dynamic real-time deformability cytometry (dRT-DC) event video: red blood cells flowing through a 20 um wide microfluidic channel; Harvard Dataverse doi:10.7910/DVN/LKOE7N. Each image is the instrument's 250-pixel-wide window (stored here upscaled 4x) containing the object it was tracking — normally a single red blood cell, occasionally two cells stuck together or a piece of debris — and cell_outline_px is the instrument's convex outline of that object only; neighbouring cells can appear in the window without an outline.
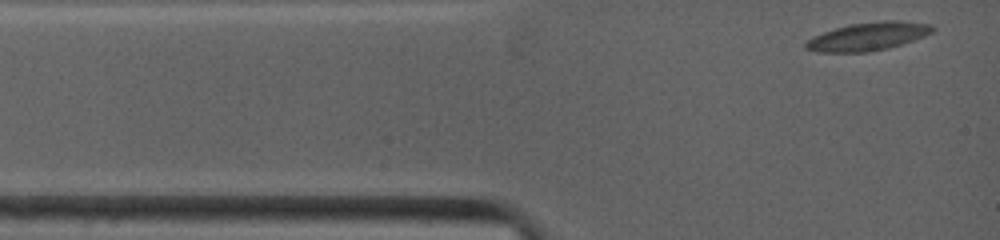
{"species": "common noctule bat (a hibernating species)", "species_latin": "Nyctalus noctula", "temperature_condition": "warm", "stored_images_in_passage": 6, "camera_frame_rate_fps": 4500, "um_per_image_px": 0.085, "animal": {"sex": "female", "body_mass_g": 19.0, "forearm_length_mm": 53.3}, "frame": {"image": 1, "passage_image": 1, "time_ms": 0.0, "image_size_px": [1000, 240], "cell_outline_px": [[936, 28], [932, 32], [924, 36], [888, 48], [868, 52], [816, 52], [804, 48], [804, 44], [812, 36], [848, 24], [880, 20], [900, 20], [932, 24]], "centroid_in_image_um": [73.78, 3.08], "position_along_channel_um": 11.2, "area_um2": 20.92}}
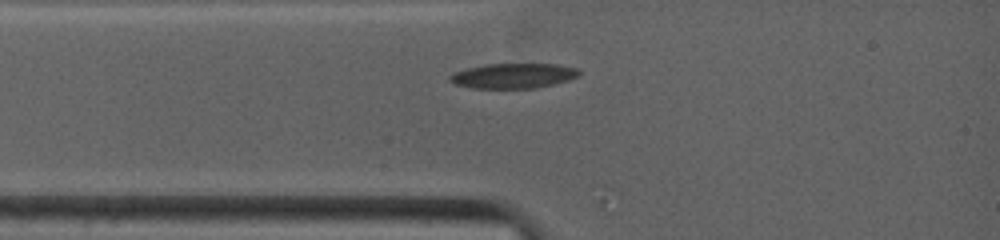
{"frame": {"image": 2, "passage_image": 5, "time_ms": 1.778, "image_size_px": [1000, 240], "cell_outline_px": [[580, 76], [568, 80], [536, 88], [472, 88], [456, 84], [448, 80], [448, 76], [452, 72], [468, 68], [488, 64], [556, 64], [580, 68]], "centroid_in_image_um": [43.64, 6.44], "position_along_channel_um": 41.4, "area_um2": 18.9}}